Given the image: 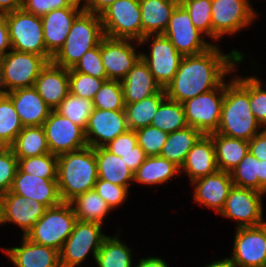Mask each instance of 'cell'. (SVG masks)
Returning a JSON list of instances; mask_svg holds the SVG:
<instances>
[{
    "mask_svg": "<svg viewBox=\"0 0 266 267\" xmlns=\"http://www.w3.org/2000/svg\"><path fill=\"white\" fill-rule=\"evenodd\" d=\"M242 59L241 52L233 50L224 55L215 45L203 53L183 56L173 80L165 88L166 97L182 104L209 92L219 87Z\"/></svg>",
    "mask_w": 266,
    "mask_h": 267,
    "instance_id": "cell-1",
    "label": "cell"
},
{
    "mask_svg": "<svg viewBox=\"0 0 266 267\" xmlns=\"http://www.w3.org/2000/svg\"><path fill=\"white\" fill-rule=\"evenodd\" d=\"M249 77L225 83L218 134L250 141L261 127L250 109Z\"/></svg>",
    "mask_w": 266,
    "mask_h": 267,
    "instance_id": "cell-2",
    "label": "cell"
},
{
    "mask_svg": "<svg viewBox=\"0 0 266 267\" xmlns=\"http://www.w3.org/2000/svg\"><path fill=\"white\" fill-rule=\"evenodd\" d=\"M98 179L95 148L66 152L57 156V183L62 202L94 189Z\"/></svg>",
    "mask_w": 266,
    "mask_h": 267,
    "instance_id": "cell-3",
    "label": "cell"
},
{
    "mask_svg": "<svg viewBox=\"0 0 266 267\" xmlns=\"http://www.w3.org/2000/svg\"><path fill=\"white\" fill-rule=\"evenodd\" d=\"M103 37L101 16L83 10L75 18L65 43L51 62L59 67L73 68L87 51L100 44Z\"/></svg>",
    "mask_w": 266,
    "mask_h": 267,
    "instance_id": "cell-4",
    "label": "cell"
},
{
    "mask_svg": "<svg viewBox=\"0 0 266 267\" xmlns=\"http://www.w3.org/2000/svg\"><path fill=\"white\" fill-rule=\"evenodd\" d=\"M77 217L69 202L49 207L44 215L26 234L34 243L49 246L60 251L65 240L70 236Z\"/></svg>",
    "mask_w": 266,
    "mask_h": 267,
    "instance_id": "cell-5",
    "label": "cell"
},
{
    "mask_svg": "<svg viewBox=\"0 0 266 267\" xmlns=\"http://www.w3.org/2000/svg\"><path fill=\"white\" fill-rule=\"evenodd\" d=\"M12 49L43 56L48 62L52 57L47 53L43 36L41 16L26 12L23 8L4 14Z\"/></svg>",
    "mask_w": 266,
    "mask_h": 267,
    "instance_id": "cell-6",
    "label": "cell"
},
{
    "mask_svg": "<svg viewBox=\"0 0 266 267\" xmlns=\"http://www.w3.org/2000/svg\"><path fill=\"white\" fill-rule=\"evenodd\" d=\"M104 36L132 39L140 46L141 9L139 0H117L101 15Z\"/></svg>",
    "mask_w": 266,
    "mask_h": 267,
    "instance_id": "cell-7",
    "label": "cell"
},
{
    "mask_svg": "<svg viewBox=\"0 0 266 267\" xmlns=\"http://www.w3.org/2000/svg\"><path fill=\"white\" fill-rule=\"evenodd\" d=\"M101 225L96 222L79 220L75 222L72 233L59 251L61 267L80 265L91 251L96 259V255L107 237L101 232Z\"/></svg>",
    "mask_w": 266,
    "mask_h": 267,
    "instance_id": "cell-8",
    "label": "cell"
},
{
    "mask_svg": "<svg viewBox=\"0 0 266 267\" xmlns=\"http://www.w3.org/2000/svg\"><path fill=\"white\" fill-rule=\"evenodd\" d=\"M225 96V82L219 87L183 102L188 126L200 130L204 135L219 128L222 104Z\"/></svg>",
    "mask_w": 266,
    "mask_h": 267,
    "instance_id": "cell-9",
    "label": "cell"
},
{
    "mask_svg": "<svg viewBox=\"0 0 266 267\" xmlns=\"http://www.w3.org/2000/svg\"><path fill=\"white\" fill-rule=\"evenodd\" d=\"M163 35L182 56L197 55L213 46L201 38L203 33L195 28L188 11L180 2L171 13Z\"/></svg>",
    "mask_w": 266,
    "mask_h": 267,
    "instance_id": "cell-10",
    "label": "cell"
},
{
    "mask_svg": "<svg viewBox=\"0 0 266 267\" xmlns=\"http://www.w3.org/2000/svg\"><path fill=\"white\" fill-rule=\"evenodd\" d=\"M42 126L51 154L58 156L87 147L85 130L56 110L50 112Z\"/></svg>",
    "mask_w": 266,
    "mask_h": 267,
    "instance_id": "cell-11",
    "label": "cell"
},
{
    "mask_svg": "<svg viewBox=\"0 0 266 267\" xmlns=\"http://www.w3.org/2000/svg\"><path fill=\"white\" fill-rule=\"evenodd\" d=\"M212 38L234 34L255 20L256 13L248 0H211Z\"/></svg>",
    "mask_w": 266,
    "mask_h": 267,
    "instance_id": "cell-12",
    "label": "cell"
},
{
    "mask_svg": "<svg viewBox=\"0 0 266 267\" xmlns=\"http://www.w3.org/2000/svg\"><path fill=\"white\" fill-rule=\"evenodd\" d=\"M2 62L4 79L9 92L33 87L40 71L48 63L43 56L14 49L2 56Z\"/></svg>",
    "mask_w": 266,
    "mask_h": 267,
    "instance_id": "cell-13",
    "label": "cell"
},
{
    "mask_svg": "<svg viewBox=\"0 0 266 267\" xmlns=\"http://www.w3.org/2000/svg\"><path fill=\"white\" fill-rule=\"evenodd\" d=\"M264 193L233 185L220 215L237 220V227L263 224L261 196Z\"/></svg>",
    "mask_w": 266,
    "mask_h": 267,
    "instance_id": "cell-14",
    "label": "cell"
},
{
    "mask_svg": "<svg viewBox=\"0 0 266 267\" xmlns=\"http://www.w3.org/2000/svg\"><path fill=\"white\" fill-rule=\"evenodd\" d=\"M232 263L238 267H263L266 257V226L236 227Z\"/></svg>",
    "mask_w": 266,
    "mask_h": 267,
    "instance_id": "cell-15",
    "label": "cell"
},
{
    "mask_svg": "<svg viewBox=\"0 0 266 267\" xmlns=\"http://www.w3.org/2000/svg\"><path fill=\"white\" fill-rule=\"evenodd\" d=\"M150 50L149 57L146 54L140 53L141 58L147 64L156 81L165 89L178 71L183 56L163 34L153 35Z\"/></svg>",
    "mask_w": 266,
    "mask_h": 267,
    "instance_id": "cell-16",
    "label": "cell"
},
{
    "mask_svg": "<svg viewBox=\"0 0 266 267\" xmlns=\"http://www.w3.org/2000/svg\"><path fill=\"white\" fill-rule=\"evenodd\" d=\"M130 41L133 40L107 36L102 38L100 53L108 80L122 81L141 57L140 53H136Z\"/></svg>",
    "mask_w": 266,
    "mask_h": 267,
    "instance_id": "cell-17",
    "label": "cell"
},
{
    "mask_svg": "<svg viewBox=\"0 0 266 267\" xmlns=\"http://www.w3.org/2000/svg\"><path fill=\"white\" fill-rule=\"evenodd\" d=\"M128 130L125 110H102L94 108L85 128L87 146L92 148L104 147L117 136Z\"/></svg>",
    "mask_w": 266,
    "mask_h": 267,
    "instance_id": "cell-18",
    "label": "cell"
},
{
    "mask_svg": "<svg viewBox=\"0 0 266 267\" xmlns=\"http://www.w3.org/2000/svg\"><path fill=\"white\" fill-rule=\"evenodd\" d=\"M46 209L44 204L31 198L25 199L11 191L0 196L1 224H17L24 231V236L44 215Z\"/></svg>",
    "mask_w": 266,
    "mask_h": 267,
    "instance_id": "cell-19",
    "label": "cell"
},
{
    "mask_svg": "<svg viewBox=\"0 0 266 267\" xmlns=\"http://www.w3.org/2000/svg\"><path fill=\"white\" fill-rule=\"evenodd\" d=\"M10 191L25 199H34L47 208L62 202L57 179H44L19 170L16 172Z\"/></svg>",
    "mask_w": 266,
    "mask_h": 267,
    "instance_id": "cell-20",
    "label": "cell"
},
{
    "mask_svg": "<svg viewBox=\"0 0 266 267\" xmlns=\"http://www.w3.org/2000/svg\"><path fill=\"white\" fill-rule=\"evenodd\" d=\"M64 7L41 16L43 36L47 53L53 57L68 36L75 18L83 11L81 7Z\"/></svg>",
    "mask_w": 266,
    "mask_h": 267,
    "instance_id": "cell-21",
    "label": "cell"
},
{
    "mask_svg": "<svg viewBox=\"0 0 266 267\" xmlns=\"http://www.w3.org/2000/svg\"><path fill=\"white\" fill-rule=\"evenodd\" d=\"M44 102L55 110L70 93L69 69L48 62L33 86Z\"/></svg>",
    "mask_w": 266,
    "mask_h": 267,
    "instance_id": "cell-22",
    "label": "cell"
},
{
    "mask_svg": "<svg viewBox=\"0 0 266 267\" xmlns=\"http://www.w3.org/2000/svg\"><path fill=\"white\" fill-rule=\"evenodd\" d=\"M195 185L194 201L220 213L233 186L231 175L218 170L192 182Z\"/></svg>",
    "mask_w": 266,
    "mask_h": 267,
    "instance_id": "cell-23",
    "label": "cell"
},
{
    "mask_svg": "<svg viewBox=\"0 0 266 267\" xmlns=\"http://www.w3.org/2000/svg\"><path fill=\"white\" fill-rule=\"evenodd\" d=\"M7 96L24 127L42 126L52 111L34 87L13 90Z\"/></svg>",
    "mask_w": 266,
    "mask_h": 267,
    "instance_id": "cell-24",
    "label": "cell"
},
{
    "mask_svg": "<svg viewBox=\"0 0 266 267\" xmlns=\"http://www.w3.org/2000/svg\"><path fill=\"white\" fill-rule=\"evenodd\" d=\"M120 83L125 105L148 98L163 89L141 57Z\"/></svg>",
    "mask_w": 266,
    "mask_h": 267,
    "instance_id": "cell-25",
    "label": "cell"
},
{
    "mask_svg": "<svg viewBox=\"0 0 266 267\" xmlns=\"http://www.w3.org/2000/svg\"><path fill=\"white\" fill-rule=\"evenodd\" d=\"M4 251L17 267H61L58 250L34 243L24 235L21 247Z\"/></svg>",
    "mask_w": 266,
    "mask_h": 267,
    "instance_id": "cell-26",
    "label": "cell"
},
{
    "mask_svg": "<svg viewBox=\"0 0 266 267\" xmlns=\"http://www.w3.org/2000/svg\"><path fill=\"white\" fill-rule=\"evenodd\" d=\"M141 9V44L152 35L163 34L179 0H139Z\"/></svg>",
    "mask_w": 266,
    "mask_h": 267,
    "instance_id": "cell-27",
    "label": "cell"
},
{
    "mask_svg": "<svg viewBox=\"0 0 266 267\" xmlns=\"http://www.w3.org/2000/svg\"><path fill=\"white\" fill-rule=\"evenodd\" d=\"M181 169L191 182L218 171L215 146L210 135H203L188 152Z\"/></svg>",
    "mask_w": 266,
    "mask_h": 267,
    "instance_id": "cell-28",
    "label": "cell"
},
{
    "mask_svg": "<svg viewBox=\"0 0 266 267\" xmlns=\"http://www.w3.org/2000/svg\"><path fill=\"white\" fill-rule=\"evenodd\" d=\"M215 146L218 170L230 173L249 152L246 140L218 134H209Z\"/></svg>",
    "mask_w": 266,
    "mask_h": 267,
    "instance_id": "cell-29",
    "label": "cell"
},
{
    "mask_svg": "<svg viewBox=\"0 0 266 267\" xmlns=\"http://www.w3.org/2000/svg\"><path fill=\"white\" fill-rule=\"evenodd\" d=\"M98 178L129 188L134 173L120 156L112 154L105 147L95 148Z\"/></svg>",
    "mask_w": 266,
    "mask_h": 267,
    "instance_id": "cell-30",
    "label": "cell"
},
{
    "mask_svg": "<svg viewBox=\"0 0 266 267\" xmlns=\"http://www.w3.org/2000/svg\"><path fill=\"white\" fill-rule=\"evenodd\" d=\"M203 135L200 130L190 126L169 133L160 156L181 168L188 152Z\"/></svg>",
    "mask_w": 266,
    "mask_h": 267,
    "instance_id": "cell-31",
    "label": "cell"
},
{
    "mask_svg": "<svg viewBox=\"0 0 266 267\" xmlns=\"http://www.w3.org/2000/svg\"><path fill=\"white\" fill-rule=\"evenodd\" d=\"M179 173L180 168L164 157L160 155L147 156L145 161L134 172L133 181L146 185L163 184Z\"/></svg>",
    "mask_w": 266,
    "mask_h": 267,
    "instance_id": "cell-32",
    "label": "cell"
},
{
    "mask_svg": "<svg viewBox=\"0 0 266 267\" xmlns=\"http://www.w3.org/2000/svg\"><path fill=\"white\" fill-rule=\"evenodd\" d=\"M10 148L17 159L50 153L43 126L24 127Z\"/></svg>",
    "mask_w": 266,
    "mask_h": 267,
    "instance_id": "cell-33",
    "label": "cell"
},
{
    "mask_svg": "<svg viewBox=\"0 0 266 267\" xmlns=\"http://www.w3.org/2000/svg\"><path fill=\"white\" fill-rule=\"evenodd\" d=\"M77 220L102 224L111 207L103 200L95 189L76 196L69 202Z\"/></svg>",
    "mask_w": 266,
    "mask_h": 267,
    "instance_id": "cell-34",
    "label": "cell"
},
{
    "mask_svg": "<svg viewBox=\"0 0 266 267\" xmlns=\"http://www.w3.org/2000/svg\"><path fill=\"white\" fill-rule=\"evenodd\" d=\"M166 98L163 88L157 94L138 102L125 105V114L129 130L136 131L151 125L154 115L157 113L160 103Z\"/></svg>",
    "mask_w": 266,
    "mask_h": 267,
    "instance_id": "cell-35",
    "label": "cell"
},
{
    "mask_svg": "<svg viewBox=\"0 0 266 267\" xmlns=\"http://www.w3.org/2000/svg\"><path fill=\"white\" fill-rule=\"evenodd\" d=\"M131 249L118 236H107L96 255L98 267H132Z\"/></svg>",
    "mask_w": 266,
    "mask_h": 267,
    "instance_id": "cell-36",
    "label": "cell"
},
{
    "mask_svg": "<svg viewBox=\"0 0 266 267\" xmlns=\"http://www.w3.org/2000/svg\"><path fill=\"white\" fill-rule=\"evenodd\" d=\"M151 125L167 133L187 127L183 104L166 97L160 103Z\"/></svg>",
    "mask_w": 266,
    "mask_h": 267,
    "instance_id": "cell-37",
    "label": "cell"
},
{
    "mask_svg": "<svg viewBox=\"0 0 266 267\" xmlns=\"http://www.w3.org/2000/svg\"><path fill=\"white\" fill-rule=\"evenodd\" d=\"M24 128L11 99L0 97V143L4 147H10L20 131Z\"/></svg>",
    "mask_w": 266,
    "mask_h": 267,
    "instance_id": "cell-38",
    "label": "cell"
},
{
    "mask_svg": "<svg viewBox=\"0 0 266 267\" xmlns=\"http://www.w3.org/2000/svg\"><path fill=\"white\" fill-rule=\"evenodd\" d=\"M55 110L85 130L94 104L92 100L69 93Z\"/></svg>",
    "mask_w": 266,
    "mask_h": 267,
    "instance_id": "cell-39",
    "label": "cell"
},
{
    "mask_svg": "<svg viewBox=\"0 0 266 267\" xmlns=\"http://www.w3.org/2000/svg\"><path fill=\"white\" fill-rule=\"evenodd\" d=\"M18 170L44 179H57V155L47 153L41 156L20 158Z\"/></svg>",
    "mask_w": 266,
    "mask_h": 267,
    "instance_id": "cell-40",
    "label": "cell"
},
{
    "mask_svg": "<svg viewBox=\"0 0 266 267\" xmlns=\"http://www.w3.org/2000/svg\"><path fill=\"white\" fill-rule=\"evenodd\" d=\"M94 108L102 110H124L123 90L120 81L106 80L92 100Z\"/></svg>",
    "mask_w": 266,
    "mask_h": 267,
    "instance_id": "cell-41",
    "label": "cell"
},
{
    "mask_svg": "<svg viewBox=\"0 0 266 267\" xmlns=\"http://www.w3.org/2000/svg\"><path fill=\"white\" fill-rule=\"evenodd\" d=\"M230 175L233 185L258 191L259 160L249 151Z\"/></svg>",
    "mask_w": 266,
    "mask_h": 267,
    "instance_id": "cell-42",
    "label": "cell"
},
{
    "mask_svg": "<svg viewBox=\"0 0 266 267\" xmlns=\"http://www.w3.org/2000/svg\"><path fill=\"white\" fill-rule=\"evenodd\" d=\"M188 11L196 29L212 38L211 0H179Z\"/></svg>",
    "mask_w": 266,
    "mask_h": 267,
    "instance_id": "cell-43",
    "label": "cell"
},
{
    "mask_svg": "<svg viewBox=\"0 0 266 267\" xmlns=\"http://www.w3.org/2000/svg\"><path fill=\"white\" fill-rule=\"evenodd\" d=\"M81 72H69V90L74 96L93 100L104 81Z\"/></svg>",
    "mask_w": 266,
    "mask_h": 267,
    "instance_id": "cell-44",
    "label": "cell"
},
{
    "mask_svg": "<svg viewBox=\"0 0 266 267\" xmlns=\"http://www.w3.org/2000/svg\"><path fill=\"white\" fill-rule=\"evenodd\" d=\"M138 145L147 156L160 155L169 133L164 132L152 125L136 130Z\"/></svg>",
    "mask_w": 266,
    "mask_h": 267,
    "instance_id": "cell-45",
    "label": "cell"
},
{
    "mask_svg": "<svg viewBox=\"0 0 266 267\" xmlns=\"http://www.w3.org/2000/svg\"><path fill=\"white\" fill-rule=\"evenodd\" d=\"M69 72H81L93 77L108 79L101 59L100 44L87 51L74 67L69 69Z\"/></svg>",
    "mask_w": 266,
    "mask_h": 267,
    "instance_id": "cell-46",
    "label": "cell"
},
{
    "mask_svg": "<svg viewBox=\"0 0 266 267\" xmlns=\"http://www.w3.org/2000/svg\"><path fill=\"white\" fill-rule=\"evenodd\" d=\"M18 170V159L10 147L0 150V196L9 192L16 172Z\"/></svg>",
    "mask_w": 266,
    "mask_h": 267,
    "instance_id": "cell-47",
    "label": "cell"
},
{
    "mask_svg": "<svg viewBox=\"0 0 266 267\" xmlns=\"http://www.w3.org/2000/svg\"><path fill=\"white\" fill-rule=\"evenodd\" d=\"M257 77H249L250 109L260 126H266V90Z\"/></svg>",
    "mask_w": 266,
    "mask_h": 267,
    "instance_id": "cell-48",
    "label": "cell"
},
{
    "mask_svg": "<svg viewBox=\"0 0 266 267\" xmlns=\"http://www.w3.org/2000/svg\"><path fill=\"white\" fill-rule=\"evenodd\" d=\"M94 189L107 204L114 209L121 205L128 196V188L111 183L107 180L97 179Z\"/></svg>",
    "mask_w": 266,
    "mask_h": 267,
    "instance_id": "cell-49",
    "label": "cell"
},
{
    "mask_svg": "<svg viewBox=\"0 0 266 267\" xmlns=\"http://www.w3.org/2000/svg\"><path fill=\"white\" fill-rule=\"evenodd\" d=\"M76 0H24L23 9L36 16H43L55 9L80 7Z\"/></svg>",
    "mask_w": 266,
    "mask_h": 267,
    "instance_id": "cell-50",
    "label": "cell"
},
{
    "mask_svg": "<svg viewBox=\"0 0 266 267\" xmlns=\"http://www.w3.org/2000/svg\"><path fill=\"white\" fill-rule=\"evenodd\" d=\"M112 154H128L129 152H144L138 145L136 131L128 130L127 132L117 136L104 146Z\"/></svg>",
    "mask_w": 266,
    "mask_h": 267,
    "instance_id": "cell-51",
    "label": "cell"
},
{
    "mask_svg": "<svg viewBox=\"0 0 266 267\" xmlns=\"http://www.w3.org/2000/svg\"><path fill=\"white\" fill-rule=\"evenodd\" d=\"M248 143L249 151L258 160H266V128L259 131Z\"/></svg>",
    "mask_w": 266,
    "mask_h": 267,
    "instance_id": "cell-52",
    "label": "cell"
},
{
    "mask_svg": "<svg viewBox=\"0 0 266 267\" xmlns=\"http://www.w3.org/2000/svg\"><path fill=\"white\" fill-rule=\"evenodd\" d=\"M125 164L134 173L145 161L147 155L145 152H129L128 154H119Z\"/></svg>",
    "mask_w": 266,
    "mask_h": 267,
    "instance_id": "cell-53",
    "label": "cell"
},
{
    "mask_svg": "<svg viewBox=\"0 0 266 267\" xmlns=\"http://www.w3.org/2000/svg\"><path fill=\"white\" fill-rule=\"evenodd\" d=\"M117 0H85L83 10L96 15H101L109 6Z\"/></svg>",
    "mask_w": 266,
    "mask_h": 267,
    "instance_id": "cell-54",
    "label": "cell"
},
{
    "mask_svg": "<svg viewBox=\"0 0 266 267\" xmlns=\"http://www.w3.org/2000/svg\"><path fill=\"white\" fill-rule=\"evenodd\" d=\"M12 49L8 25L4 14H0V56L2 57L7 53L6 49Z\"/></svg>",
    "mask_w": 266,
    "mask_h": 267,
    "instance_id": "cell-55",
    "label": "cell"
},
{
    "mask_svg": "<svg viewBox=\"0 0 266 267\" xmlns=\"http://www.w3.org/2000/svg\"><path fill=\"white\" fill-rule=\"evenodd\" d=\"M24 0H0V14L22 9Z\"/></svg>",
    "mask_w": 266,
    "mask_h": 267,
    "instance_id": "cell-56",
    "label": "cell"
},
{
    "mask_svg": "<svg viewBox=\"0 0 266 267\" xmlns=\"http://www.w3.org/2000/svg\"><path fill=\"white\" fill-rule=\"evenodd\" d=\"M137 266L134 267H168L166 262L159 257H149L146 259H140Z\"/></svg>",
    "mask_w": 266,
    "mask_h": 267,
    "instance_id": "cell-57",
    "label": "cell"
},
{
    "mask_svg": "<svg viewBox=\"0 0 266 267\" xmlns=\"http://www.w3.org/2000/svg\"><path fill=\"white\" fill-rule=\"evenodd\" d=\"M258 191L266 193V160H259Z\"/></svg>",
    "mask_w": 266,
    "mask_h": 267,
    "instance_id": "cell-58",
    "label": "cell"
},
{
    "mask_svg": "<svg viewBox=\"0 0 266 267\" xmlns=\"http://www.w3.org/2000/svg\"><path fill=\"white\" fill-rule=\"evenodd\" d=\"M0 97L6 96L8 94V89L6 87L5 79H4V71H3V62L2 57L0 56ZM3 88L5 90H3Z\"/></svg>",
    "mask_w": 266,
    "mask_h": 267,
    "instance_id": "cell-59",
    "label": "cell"
},
{
    "mask_svg": "<svg viewBox=\"0 0 266 267\" xmlns=\"http://www.w3.org/2000/svg\"><path fill=\"white\" fill-rule=\"evenodd\" d=\"M205 267H234V264L232 263L230 258H225L220 261H214Z\"/></svg>",
    "mask_w": 266,
    "mask_h": 267,
    "instance_id": "cell-60",
    "label": "cell"
},
{
    "mask_svg": "<svg viewBox=\"0 0 266 267\" xmlns=\"http://www.w3.org/2000/svg\"><path fill=\"white\" fill-rule=\"evenodd\" d=\"M263 267H266V257H265V261H264V265H263Z\"/></svg>",
    "mask_w": 266,
    "mask_h": 267,
    "instance_id": "cell-61",
    "label": "cell"
},
{
    "mask_svg": "<svg viewBox=\"0 0 266 267\" xmlns=\"http://www.w3.org/2000/svg\"><path fill=\"white\" fill-rule=\"evenodd\" d=\"M4 146L0 143V150L3 148Z\"/></svg>",
    "mask_w": 266,
    "mask_h": 267,
    "instance_id": "cell-62",
    "label": "cell"
}]
</instances>
